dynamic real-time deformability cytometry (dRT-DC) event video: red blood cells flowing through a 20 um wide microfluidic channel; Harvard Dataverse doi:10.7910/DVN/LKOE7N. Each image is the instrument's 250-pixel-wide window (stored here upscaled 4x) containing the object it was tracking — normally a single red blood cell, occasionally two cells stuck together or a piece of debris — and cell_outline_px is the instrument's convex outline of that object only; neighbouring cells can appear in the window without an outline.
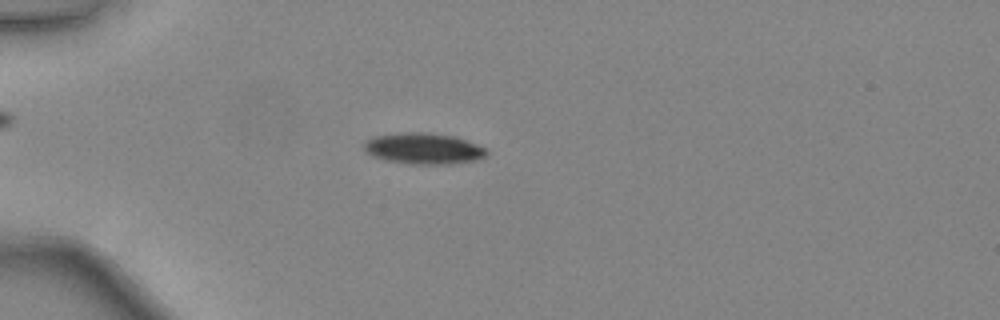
{"species": "common noctule bat (a hibernating species)", "species_latin": "Nyctalus noctula", "temperature_condition": "warm", "stored_images_in_passage": 47, "camera_frame_rate_fps": 3000, "um_per_image_px": 0.085, "animal": {"sex": "female", "body_mass_g": 24.6, "forearm_length_mm": 56.2}, "frame": {"image": 1, "passage_image": 14, "time_ms": 4.333, "image_size_px": [1000, 320], "cell_outline_px": [[488, 152], [484, 156], [476, 160], [452, 164], [412, 164], [384, 160], [372, 156], [364, 148], [364, 144], [368, 140], [376, 136], [408, 132], [424, 132], [452, 136], [488, 148]], "centroid_in_image_um": [36.02, 12.64], "position_along_channel_um": 49.0, "area_um2": 21.96}}
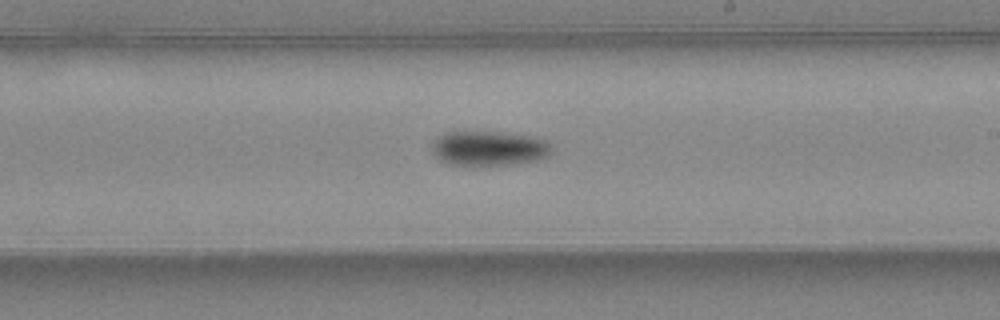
{"frame": {"image": 2, "passage_image": 29, "time_ms": 9.333, "image_size_px": [1000, 320], "cell_outline_px": [[552, 152], [548, 156], [536, 160], [512, 164], [472, 168], [448, 164], [440, 160], [428, 148], [436, 136], [444, 132], [504, 132], [528, 136], [548, 140], [552, 144]], "centroid_in_image_um": [41.5, 12.64], "position_along_channel_um": 247.5, "area_um2": 25.26}}
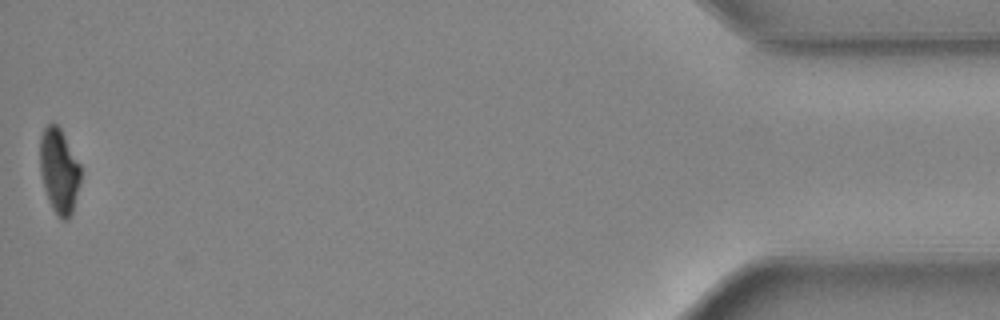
{"frame": {"image": 3, "passage_image": 47, "time_ms": 15.333, "image_size_px": [1000, 320], "cell_outline_px": [[80, 184], [72, 212], [68, 220], [64, 220], [52, 208], [48, 200], [44, 188], [40, 172], [40, 136], [44, 128], [52, 120], [60, 128], [80, 164]], "centroid_in_image_um": [5.01, 14.49], "position_along_channel_um": 430.2, "area_um2": 20.06}, "authors_computed_cell_mechanics": {"area_um2": 21.964, "velocity_mm_per_s": 4.4767, "shape_relaxation_time_tau1_ms": 1.9265, "shape_relaxation_time_tau2_ms": null, "deformation_change_tau1": 0.121, "deformation_change_tau2": null}}